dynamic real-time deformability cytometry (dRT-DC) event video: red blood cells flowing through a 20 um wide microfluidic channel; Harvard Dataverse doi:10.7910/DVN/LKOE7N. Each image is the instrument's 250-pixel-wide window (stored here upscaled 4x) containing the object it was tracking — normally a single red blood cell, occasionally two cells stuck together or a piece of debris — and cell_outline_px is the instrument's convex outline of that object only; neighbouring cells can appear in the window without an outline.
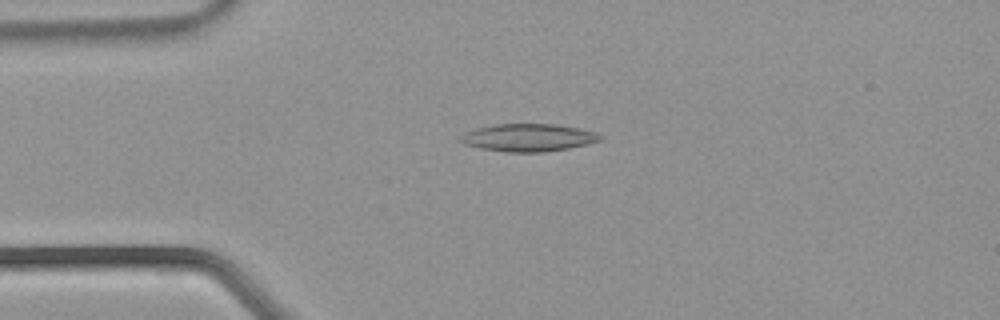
{"species": "common noctule bat (a hibernating species)", "species_latin": "Nyctalus noctula", "temperature_condition": "warm", "stored_images_in_passage": 32, "camera_frame_rate_fps": 3000, "um_per_image_px": 0.085, "animal": {"sex": "male", "body_mass_g": 21.5, "forearm_length_mm": 52.0}, "frame": {"image": 1, "passage_image": 4, "time_ms": 1.0, "image_size_px": [1000, 320], "cell_outline_px": [[604, 136], [600, 140], [588, 144], [568, 148], [540, 152], [508, 152], [480, 148], [464, 144], [460, 140], [460, 136], [464, 132], [476, 128], [496, 124], [556, 124], [580, 128], [596, 132]], "centroid_in_image_um": [44.92, 11.69], "position_along_channel_um": 40.1, "area_um2": 22.48}}
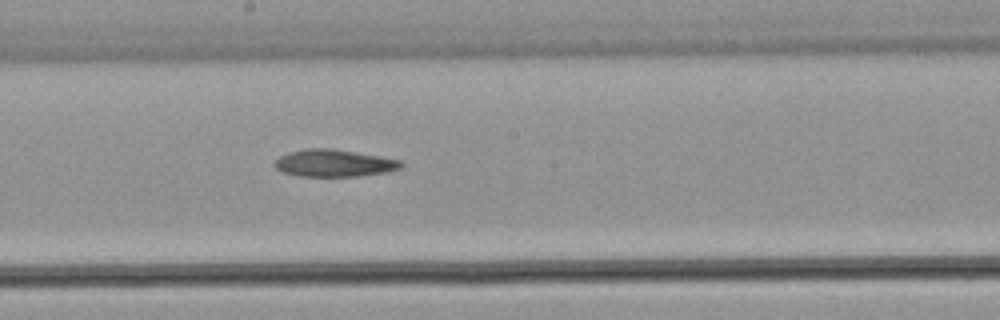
{"frame": {"image": 2, "passage_image": 15, "time_ms": 4.667, "image_size_px": [1000, 320], "cell_outline_px": [[404, 168], [388, 172], [356, 176], [300, 176], [284, 172], [276, 168], [272, 164], [280, 156], [288, 152], [308, 148], [332, 148], [380, 156], [400, 160], [404, 164]], "centroid_in_image_um": [28.42, 13.86], "position_along_channel_um": 219.8, "area_um2": 20.11}}
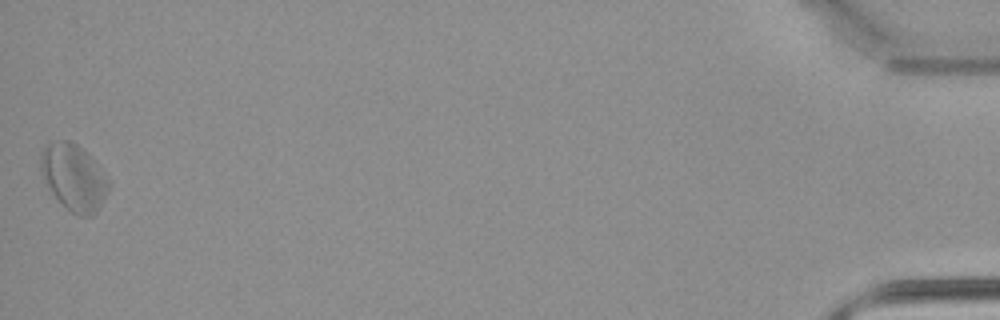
{"frame": {"image": 3, "passage_image": 32, "time_ms": 10.333, "image_size_px": [1000, 320], "cell_outline_px": [[112, 184], [108, 192], [96, 212], [92, 216], [76, 216], [52, 192], [40, 172], [40, 152], [52, 140], [68, 140], [84, 148]], "centroid_in_image_um": [6.28, 15.05], "position_along_channel_um": 428.9, "area_um2": 26.18}}